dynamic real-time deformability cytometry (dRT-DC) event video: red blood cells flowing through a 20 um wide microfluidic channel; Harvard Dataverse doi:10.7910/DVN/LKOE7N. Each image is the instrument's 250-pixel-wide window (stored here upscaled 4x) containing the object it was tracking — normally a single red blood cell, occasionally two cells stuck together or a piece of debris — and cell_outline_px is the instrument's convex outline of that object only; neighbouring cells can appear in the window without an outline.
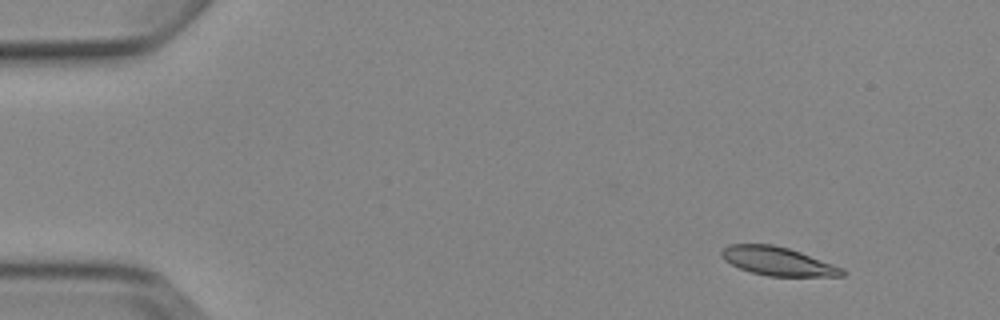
{"species": "Egyptian fruit bat (a non-hibernating species)", "species_latin": "Rousettus aegyptiacus", "temperature_condition": "cold", "stored_images_in_passage": 9, "camera_frame_rate_fps": 3000, "um_per_image_px": 0.085, "animal": {"sex": "female"}, "frame": {"image": 1, "passage_image": 2, "time_ms": 1.0, "image_size_px": [1000, 320], "cell_outline_px": [[844, 276], [768, 276], [752, 272], [740, 268], [724, 260], [720, 256], [720, 252], [728, 244], [772, 244], [788, 248], [800, 252], [844, 268]], "centroid_in_image_um": [66.09, 22.2], "position_along_channel_um": 18.9, "area_um2": 19.94}}
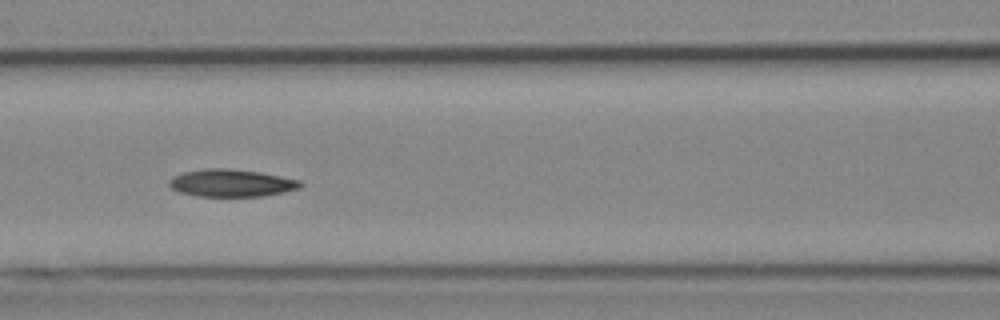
{"frame": {"image": 2, "passage_image": 7, "time_ms": 7.0, "image_size_px": [1000, 320], "cell_outline_px": [[304, 184], [300, 188], [284, 192], [264, 196], [196, 196], [180, 192], [172, 188], [168, 184], [168, 180], [172, 176], [184, 172], [208, 168], [228, 168], [260, 172], [300, 180]], "centroid_in_image_um": [19.67, 15.55], "position_along_channel_um": 146.9, "area_um2": 21.04}}
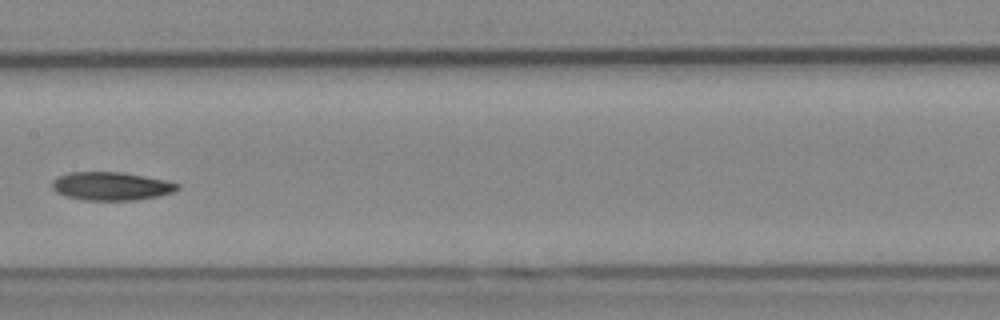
{"frame": {"image": 3, "passage_image": 8, "time_ms": 8.333, "image_size_px": [1000, 320], "cell_outline_px": [[180, 188], [172, 192], [160, 196], [136, 200], [84, 200], [64, 196], [56, 192], [52, 188], [52, 180], [68, 172], [120, 172], [164, 180], [180, 184]], "centroid_in_image_um": [9.43, 15.83], "position_along_channel_um": 198.0, "area_um2": 20.63}}